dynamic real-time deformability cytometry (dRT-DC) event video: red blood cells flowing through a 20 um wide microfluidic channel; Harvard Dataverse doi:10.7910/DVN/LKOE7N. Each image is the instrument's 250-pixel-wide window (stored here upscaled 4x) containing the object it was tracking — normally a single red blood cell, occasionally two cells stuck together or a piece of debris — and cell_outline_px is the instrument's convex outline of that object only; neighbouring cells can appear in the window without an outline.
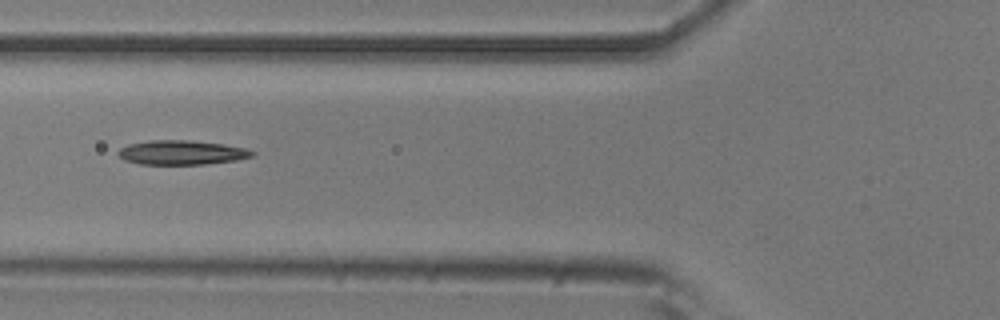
{"species": "common noctule bat (a hibernating species)", "species_latin": "Nyctalus noctula", "temperature_condition": "room temperature", "stored_images_in_passage": 38, "camera_frame_rate_fps": 3000, "um_per_image_px": 0.085, "animal": {"sex": "male", "body_mass_g": 20.5, "forearm_length_mm": 52.5}, "frame": {"image": 1, "passage_image": 6, "time_ms": 1.667, "image_size_px": [1000, 320], "cell_outline_px": [[256, 152], [252, 156], [236, 160], [204, 164], [140, 164], [124, 160], [116, 152], [120, 148], [128, 144], [148, 140], [188, 140], [224, 144], [244, 148]], "centroid_in_image_um": [15.4, 12.96], "position_along_channel_um": 110.4, "area_um2": 18.96}}
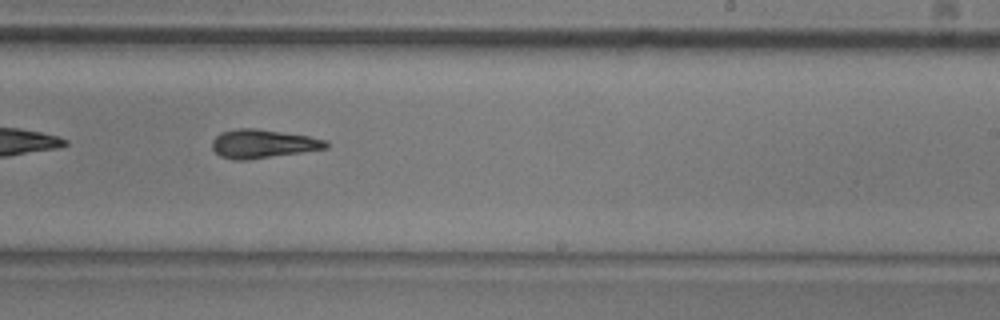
{"frame": {"image": 2, "passage_image": 18, "time_ms": 5.667, "image_size_px": [1000, 320], "cell_outline_px": [[328, 148], [248, 160], [232, 160], [220, 156], [212, 148], [212, 140], [220, 132], [236, 128], [256, 128], [308, 136], [328, 140]], "centroid_in_image_um": [22.32, 12.22], "position_along_channel_um": 266.7, "area_um2": 19.07}}
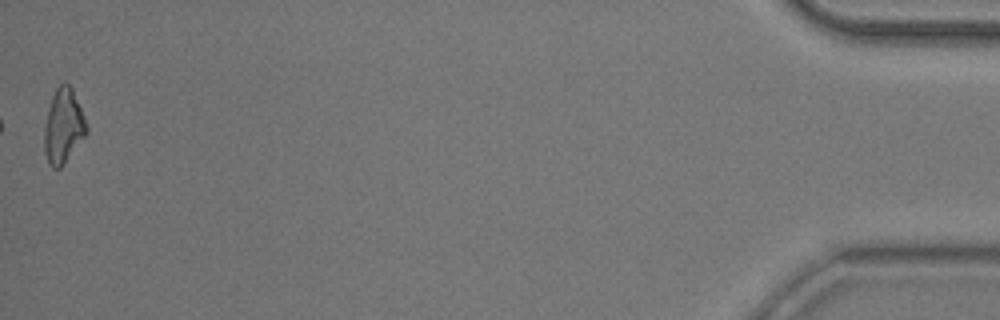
{"frame": {"image": 3, "passage_image": 38, "time_ms": 12.333, "image_size_px": [1000, 320], "cell_outline_px": [[88, 132], [64, 164], [60, 168], [52, 168], [48, 164], [44, 152], [44, 128], [48, 108], [52, 96], [56, 88], [64, 80], [72, 88], [84, 116], [88, 128]], "centroid_in_image_um": [5.38, 10.73], "position_along_channel_um": 429.8, "area_um2": 18.44}, "authors_computed_cell_mechanics": {"area_um2": 18.6983, "velocity_mm_per_s": 3.9043, "shape_relaxation_time_tau1_ms": 3.8662, "shape_relaxation_time_tau2_ms": 6.6053, "deformation_change_tau1": 0.1887, "deformation_change_tau2": 0.1821}}